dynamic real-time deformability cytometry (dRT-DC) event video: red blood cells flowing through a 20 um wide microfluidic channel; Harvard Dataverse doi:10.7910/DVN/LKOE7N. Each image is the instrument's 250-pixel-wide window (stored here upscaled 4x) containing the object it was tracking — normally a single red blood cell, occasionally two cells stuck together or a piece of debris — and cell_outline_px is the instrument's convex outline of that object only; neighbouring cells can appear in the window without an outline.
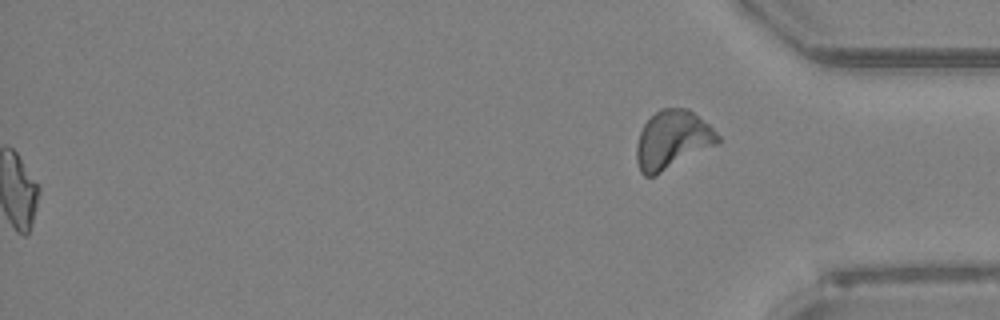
{"species": "Egyptian fruit bat (a non-hibernating species)", "species_latin": "Rousettus aegyptiacus", "temperature_condition": "room temperature", "stored_images_in_passage": 51, "segment_of_instrument_passage": [2, 2], "camera_frame_rate_fps": 3000, "um_per_image_px": 0.085, "animal": {"sex": "female"}, "frame": {"image": 1, "passage_image": 51, "time_ms": 16.667, "image_size_px": [1000, 320], "cell_outline_px": [[720, 140], [716, 144], [656, 176], [644, 176], [640, 172], [636, 160], [636, 144], [640, 132], [644, 124], [660, 108], [688, 108], [708, 124], [720, 136]], "centroid_in_image_um": [57.12, 11.9], "position_along_channel_um": 378.1, "area_um2": 27.57}}